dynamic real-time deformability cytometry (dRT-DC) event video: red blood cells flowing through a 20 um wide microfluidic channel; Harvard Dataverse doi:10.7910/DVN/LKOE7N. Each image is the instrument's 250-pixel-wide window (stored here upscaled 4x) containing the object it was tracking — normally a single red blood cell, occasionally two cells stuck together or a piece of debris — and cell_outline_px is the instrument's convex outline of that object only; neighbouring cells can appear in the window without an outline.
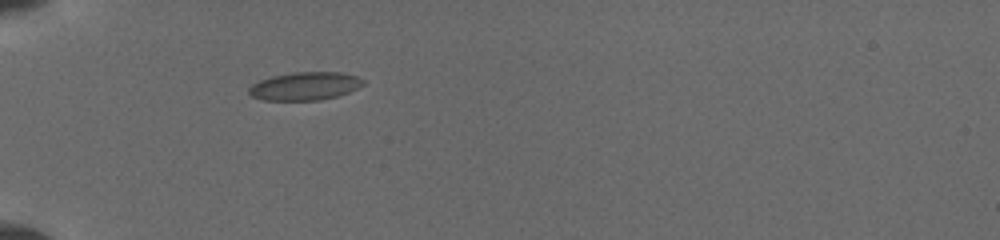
{"species": "common noctule bat (a hibernating species)", "species_latin": "Nyctalus noctula", "temperature_condition": "cold", "stored_images_in_passage": 57, "camera_frame_rate_fps": 3000, "um_per_image_px": 0.085, "animal": {"sex": "female", "body_mass_g": 19.5, "forearm_length_mm": 54.1}, "frame": {"image": 1, "passage_image": 1, "time_ms": 0.0, "image_size_px": [1000, 240], "cell_outline_px": [[364, 84], [348, 92], [336, 96], [320, 100], [264, 100], [252, 96], [248, 92], [248, 88], [252, 84], [260, 80], [272, 76], [292, 72], [340, 72], [356, 76], [364, 80]], "centroid_in_image_um": [25.89, 7.31], "position_along_channel_um": 59.1, "area_um2": 18.61}}
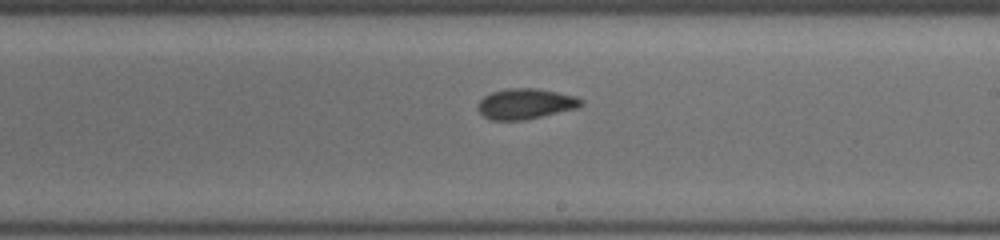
{"frame": {"image": 2, "passage_image": 25, "time_ms": 5.0, "image_size_px": [1000, 240], "cell_outline_px": [[584, 104], [576, 108], [524, 120], [492, 120], [484, 116], [476, 108], [476, 104], [484, 96], [492, 92], [508, 88], [536, 88], [576, 96], [584, 100]], "centroid_in_image_um": [44.65, 8.82], "position_along_channel_um": 244.4, "area_um2": 18.32}}
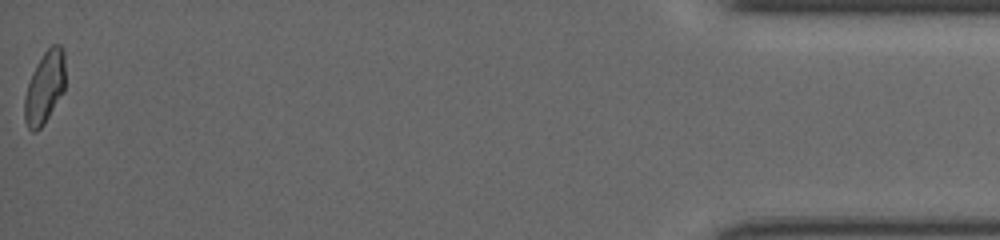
{"frame": {"image": 3, "passage_image": 57, "time_ms": 11.667, "image_size_px": [1000, 240], "cell_outline_px": [[64, 92], [44, 124], [36, 132], [32, 132], [28, 128], [24, 120], [24, 96], [32, 72], [36, 64], [44, 52], [52, 44], [60, 44], [64, 48]], "centroid_in_image_um": [3.79, 7.44], "position_along_channel_um": 431.4, "area_um2": 17.34}}